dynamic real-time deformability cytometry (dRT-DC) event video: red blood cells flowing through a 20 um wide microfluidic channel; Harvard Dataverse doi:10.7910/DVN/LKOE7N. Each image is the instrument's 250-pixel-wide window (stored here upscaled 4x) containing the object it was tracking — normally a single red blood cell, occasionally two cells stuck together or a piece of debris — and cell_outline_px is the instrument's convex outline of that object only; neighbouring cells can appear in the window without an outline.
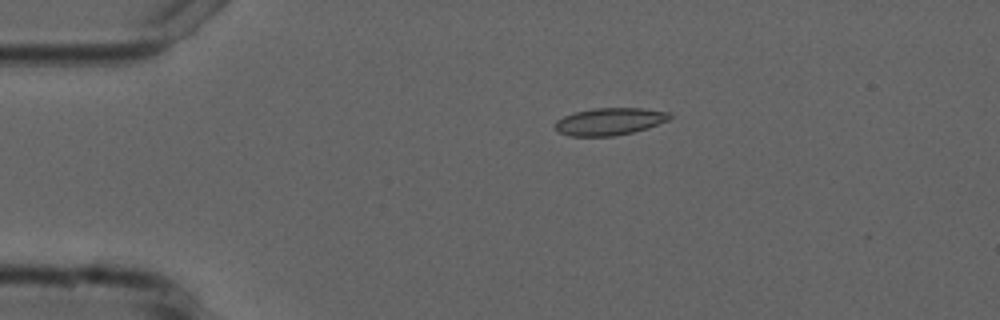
{"species": "common noctule bat (a hibernating species)", "species_latin": "Nyctalus noctula", "temperature_condition": "cold", "stored_images_in_passage": 8, "camera_frame_rate_fps": 3000, "um_per_image_px": 0.085, "animal": {"sex": "male", "forearm_length_mm": 52.5}, "frame": {"image": 1, "passage_image": 3, "time_ms": 2.667, "image_size_px": [1000, 320], "cell_outline_px": [[672, 116], [668, 120], [648, 128], [632, 132], [612, 136], [568, 136], [556, 132], [556, 120], [564, 116], [576, 112], [592, 108], [644, 108], [672, 112]], "centroid_in_image_um": [51.83, 10.32], "position_along_channel_um": 33.2, "area_um2": 18.32}}
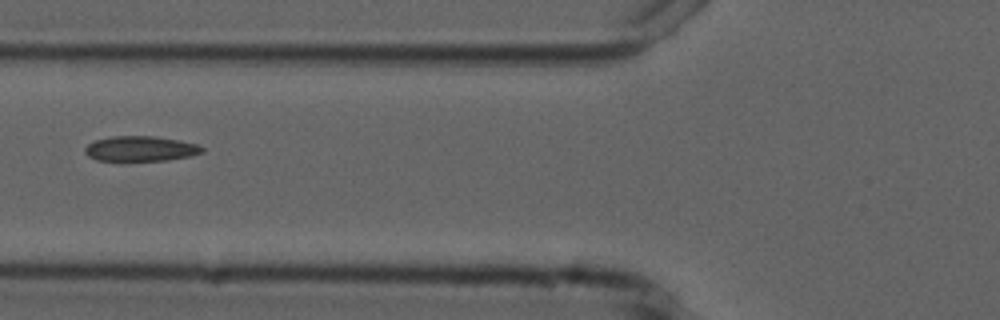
{"frame": {"image": 2, "passage_image": 6, "time_ms": 6.0, "image_size_px": [1000, 320], "cell_outline_px": [[204, 152], [192, 156], [168, 160], [96, 160], [88, 156], [84, 152], [84, 148], [88, 144], [96, 140], [112, 136], [156, 136], [200, 144], [204, 148]], "centroid_in_image_um": [11.99, 12.63], "position_along_channel_um": 113.8, "area_um2": 17.22}}
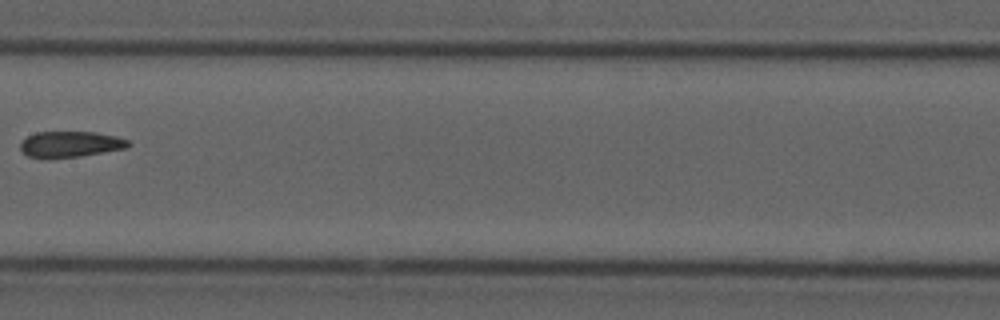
{"frame": {"image": 3, "passage_image": 8, "time_ms": 8.333, "image_size_px": [1000, 320], "cell_outline_px": [[132, 144], [128, 148], [80, 156], [48, 160], [44, 160], [28, 156], [20, 148], [20, 144], [28, 136], [36, 132], [96, 132], [116, 136], [128, 140]], "centroid_in_image_um": [5.98, 12.28], "position_along_channel_um": 201.4, "area_um2": 16.65}}